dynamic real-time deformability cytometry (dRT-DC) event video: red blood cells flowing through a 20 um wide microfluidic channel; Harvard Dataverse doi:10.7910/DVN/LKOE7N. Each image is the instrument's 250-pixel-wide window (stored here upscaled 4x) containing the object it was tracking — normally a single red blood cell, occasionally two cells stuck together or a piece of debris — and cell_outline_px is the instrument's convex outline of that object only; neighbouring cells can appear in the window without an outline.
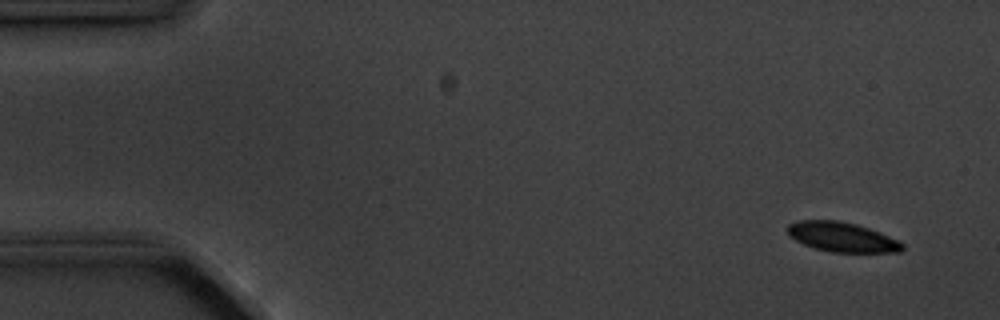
{"species": "common noctule bat (a hibernating species)", "species_latin": "Nyctalus noctula", "temperature_condition": "cold", "stored_images_in_passage": 6, "segment_of_instrument_passage": [2, 2], "camera_frame_rate_fps": 3000, "um_per_image_px": 0.085, "animal": {"sex": "male", "body_mass_g": 20.1, "forearm_length_mm": 53.5}, "frame": {"image": 1, "passage_image": 6, "time_ms": 6.0, "image_size_px": [1000, 320], "cell_outline_px": [[904, 248], [900, 252], [832, 252], [812, 248], [788, 236], [788, 224], [800, 220], [836, 220], [856, 224], [880, 232], [904, 244]], "centroid_in_image_um": [71.55, 20.15], "position_along_channel_um": 13.5, "area_um2": 19.77}}